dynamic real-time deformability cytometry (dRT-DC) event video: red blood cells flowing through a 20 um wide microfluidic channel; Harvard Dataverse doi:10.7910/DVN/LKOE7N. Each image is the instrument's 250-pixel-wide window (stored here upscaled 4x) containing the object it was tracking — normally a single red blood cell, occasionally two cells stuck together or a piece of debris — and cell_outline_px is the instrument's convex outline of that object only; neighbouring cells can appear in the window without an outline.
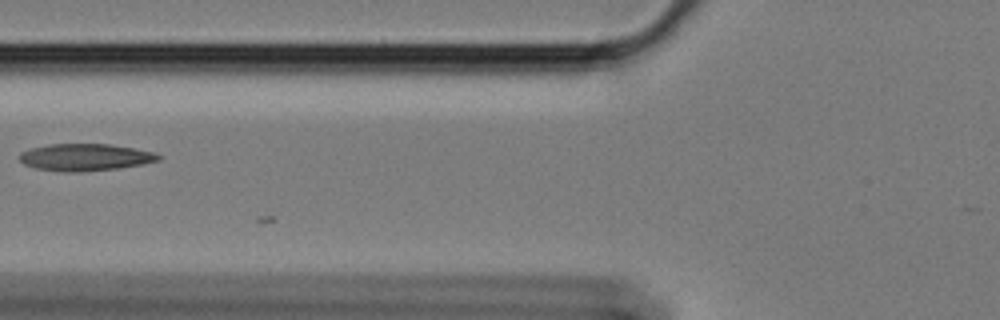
{"species": "Egyptian fruit bat (a non-hibernating species)", "species_latin": "Rousettus aegyptiacus", "temperature_condition": "cold", "stored_images_in_passage": 8, "camera_frame_rate_fps": 3000, "um_per_image_px": 0.085, "animal": {"sex": "female"}, "frame": {"image": 1, "passage_image": 7, "time_ms": 2.0, "image_size_px": [1000, 320], "cell_outline_px": [[160, 160], [120, 168], [80, 172], [64, 172], [36, 168], [24, 164], [20, 160], [20, 152], [28, 148], [48, 144], [108, 144], [156, 152], [160, 156]], "centroid_in_image_um": [7.21, 13.36], "position_along_channel_um": 118.6, "area_um2": 21.91}}